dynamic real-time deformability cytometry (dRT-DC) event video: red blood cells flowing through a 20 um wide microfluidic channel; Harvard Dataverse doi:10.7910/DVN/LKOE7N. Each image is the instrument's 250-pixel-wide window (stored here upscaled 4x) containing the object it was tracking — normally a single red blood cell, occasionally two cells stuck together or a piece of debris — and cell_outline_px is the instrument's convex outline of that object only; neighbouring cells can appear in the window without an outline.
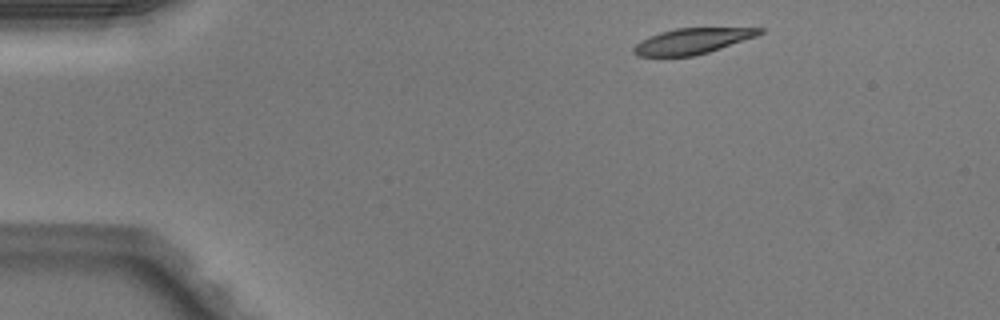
{"species": "Egyptian fruit bat (a non-hibernating species)", "species_latin": "Rousettus aegyptiacus", "temperature_condition": "warm", "stored_images_in_passage": 43, "camera_frame_rate_fps": 3000, "um_per_image_px": 0.085, "animal": {"sex": "male"}, "frame": {"image": 1, "passage_image": 1, "time_ms": 0.0, "image_size_px": [1000, 320], "cell_outline_px": [[764, 32], [756, 36], [708, 52], [692, 56], [636, 56], [632, 52], [632, 48], [640, 40], [648, 36], [660, 32], [676, 28], [764, 28]], "centroid_in_image_um": [58.78, 3.49], "position_along_channel_um": 26.2, "area_um2": 18.73}}
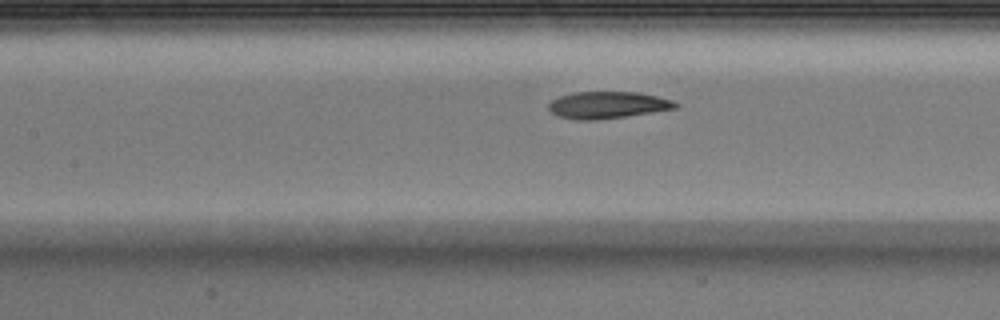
{"frame": {"image": 2, "passage_image": 16, "time_ms": 5.0, "image_size_px": [1000, 320], "cell_outline_px": [[680, 104], [676, 108], [652, 112], [596, 120], [576, 120], [560, 116], [552, 112], [548, 108], [548, 104], [552, 100], [560, 96], [576, 92], [636, 92], [656, 96], [672, 100]], "centroid_in_image_um": [51.64, 8.92], "position_along_channel_um": 155.8, "area_um2": 19.65}}
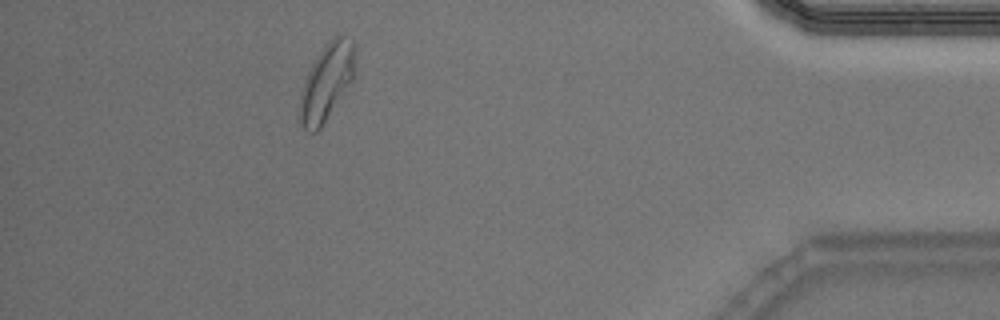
{"frame": {"image": 3, "passage_image": 38, "time_ms": 12.333, "image_size_px": [1000, 320], "cell_outline_px": [[356, 48], [352, 80], [320, 128], [316, 132], [308, 132], [296, 120], [300, 96], [304, 80], [316, 56], [328, 40], [336, 36], [344, 36], [352, 40], [356, 44]], "centroid_in_image_um": [27.72, 6.99], "position_along_channel_um": 407.5, "area_um2": 24.8}, "authors_computed_cell_mechanics": {"area_um2": 20.7502, "velocity_mm_per_s": 4.0661, "shape_relaxation_time_tau1_ms": 6.3356, "shape_relaxation_time_tau2_ms": 2.4673, "deformation_change_tau1": 0.1787, "deformation_change_tau2": 0.0829}}